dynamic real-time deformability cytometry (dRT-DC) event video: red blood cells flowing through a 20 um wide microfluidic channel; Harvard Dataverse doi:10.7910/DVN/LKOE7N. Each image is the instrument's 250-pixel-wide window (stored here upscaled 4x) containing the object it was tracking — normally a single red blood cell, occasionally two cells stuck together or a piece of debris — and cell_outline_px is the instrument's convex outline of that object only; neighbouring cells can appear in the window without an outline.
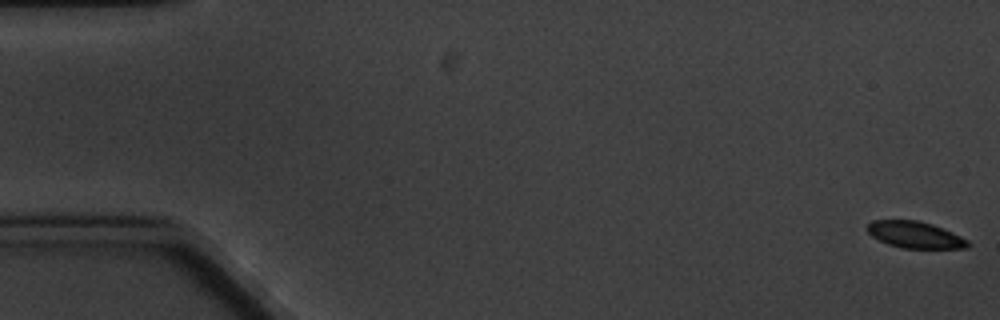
{"species": "common noctule bat (a hibernating species)", "species_latin": "Nyctalus noctula", "temperature_condition": "cold", "stored_images_in_passage": 7, "camera_frame_rate_fps": 3000, "um_per_image_px": 0.085, "animal": {"sex": "male", "body_mass_g": 20.1, "forearm_length_mm": 53.5}, "frame": {"image": 1, "passage_image": 1, "time_ms": 0.0, "image_size_px": [1000, 320], "cell_outline_px": [[968, 248], [900, 248], [888, 244], [872, 236], [864, 228], [872, 220], [916, 220], [932, 224], [952, 232], [968, 240]], "centroid_in_image_um": [77.74, 19.95], "position_along_channel_um": 7.3, "area_um2": 15.55}}
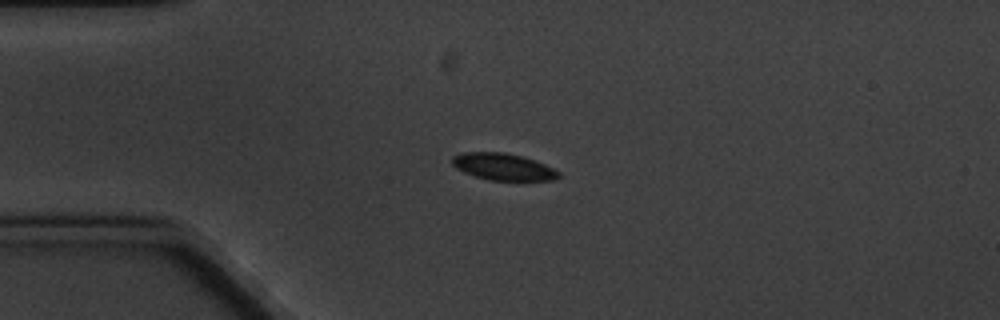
{"frame": {"image": 2, "passage_image": 5, "time_ms": 4.667, "image_size_px": [1000, 320], "cell_outline_px": [[560, 176], [556, 180], [488, 180], [464, 172], [456, 168], [452, 164], [452, 156], [464, 152], [504, 152], [524, 156], [544, 164], [560, 172]], "centroid_in_image_um": [42.77, 14.17], "position_along_channel_um": 42.2, "area_um2": 16.65}}